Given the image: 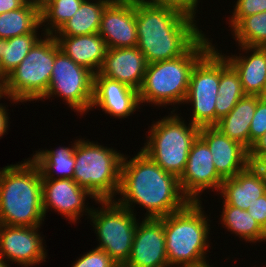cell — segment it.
Returning a JSON list of instances; mask_svg holds the SVG:
<instances>
[{"instance_id": "836d02e7", "label": "cell", "mask_w": 266, "mask_h": 267, "mask_svg": "<svg viewBox=\"0 0 266 267\" xmlns=\"http://www.w3.org/2000/svg\"><path fill=\"white\" fill-rule=\"evenodd\" d=\"M266 133V97L257 96L256 110L250 125V147Z\"/></svg>"}, {"instance_id": "7a4b0ae2", "label": "cell", "mask_w": 266, "mask_h": 267, "mask_svg": "<svg viewBox=\"0 0 266 267\" xmlns=\"http://www.w3.org/2000/svg\"><path fill=\"white\" fill-rule=\"evenodd\" d=\"M137 48L148 64L184 55L203 35L197 21L154 3L137 1Z\"/></svg>"}, {"instance_id": "6da1fadb", "label": "cell", "mask_w": 266, "mask_h": 267, "mask_svg": "<svg viewBox=\"0 0 266 267\" xmlns=\"http://www.w3.org/2000/svg\"><path fill=\"white\" fill-rule=\"evenodd\" d=\"M121 163L119 205L135 212V205L146 210L144 218H162L185 207L190 201L183 194L179 178L161 169L142 150ZM133 205V206H132Z\"/></svg>"}, {"instance_id": "8fae6325", "label": "cell", "mask_w": 266, "mask_h": 267, "mask_svg": "<svg viewBox=\"0 0 266 267\" xmlns=\"http://www.w3.org/2000/svg\"><path fill=\"white\" fill-rule=\"evenodd\" d=\"M93 87L94 73L59 50L55 55L48 90L40 100L60 97L71 110L83 116L91 111Z\"/></svg>"}, {"instance_id": "f6af8a7d", "label": "cell", "mask_w": 266, "mask_h": 267, "mask_svg": "<svg viewBox=\"0 0 266 267\" xmlns=\"http://www.w3.org/2000/svg\"><path fill=\"white\" fill-rule=\"evenodd\" d=\"M4 97L3 84L0 82V99Z\"/></svg>"}, {"instance_id": "7402d4cb", "label": "cell", "mask_w": 266, "mask_h": 267, "mask_svg": "<svg viewBox=\"0 0 266 267\" xmlns=\"http://www.w3.org/2000/svg\"><path fill=\"white\" fill-rule=\"evenodd\" d=\"M54 37L60 50L76 64L86 67L94 74L100 71L108 48L105 40L98 33Z\"/></svg>"}, {"instance_id": "603a6c76", "label": "cell", "mask_w": 266, "mask_h": 267, "mask_svg": "<svg viewBox=\"0 0 266 267\" xmlns=\"http://www.w3.org/2000/svg\"><path fill=\"white\" fill-rule=\"evenodd\" d=\"M257 104V95L243 96L236 106L215 127L231 140L250 149V125Z\"/></svg>"}, {"instance_id": "f1b7e54d", "label": "cell", "mask_w": 266, "mask_h": 267, "mask_svg": "<svg viewBox=\"0 0 266 267\" xmlns=\"http://www.w3.org/2000/svg\"><path fill=\"white\" fill-rule=\"evenodd\" d=\"M29 33L15 36L8 39L0 38V60L2 67V84L28 54L34 44L44 35V33Z\"/></svg>"}, {"instance_id": "9a60e30c", "label": "cell", "mask_w": 266, "mask_h": 267, "mask_svg": "<svg viewBox=\"0 0 266 267\" xmlns=\"http://www.w3.org/2000/svg\"><path fill=\"white\" fill-rule=\"evenodd\" d=\"M123 267H170L165 246L164 217L138 221L131 255Z\"/></svg>"}, {"instance_id": "4316f807", "label": "cell", "mask_w": 266, "mask_h": 267, "mask_svg": "<svg viewBox=\"0 0 266 267\" xmlns=\"http://www.w3.org/2000/svg\"><path fill=\"white\" fill-rule=\"evenodd\" d=\"M41 6L23 4L20 8L0 14V38L8 39L37 33L41 27Z\"/></svg>"}, {"instance_id": "484cf974", "label": "cell", "mask_w": 266, "mask_h": 267, "mask_svg": "<svg viewBox=\"0 0 266 267\" xmlns=\"http://www.w3.org/2000/svg\"><path fill=\"white\" fill-rule=\"evenodd\" d=\"M220 52V83L216 99V124L226 116L246 94L243 91L240 77Z\"/></svg>"}, {"instance_id": "ba28073f", "label": "cell", "mask_w": 266, "mask_h": 267, "mask_svg": "<svg viewBox=\"0 0 266 267\" xmlns=\"http://www.w3.org/2000/svg\"><path fill=\"white\" fill-rule=\"evenodd\" d=\"M60 50L54 35L44 34L3 84L4 98L18 102L40 101L51 79L56 53ZM6 96V97H5Z\"/></svg>"}, {"instance_id": "e0dca14e", "label": "cell", "mask_w": 266, "mask_h": 267, "mask_svg": "<svg viewBox=\"0 0 266 267\" xmlns=\"http://www.w3.org/2000/svg\"><path fill=\"white\" fill-rule=\"evenodd\" d=\"M98 34L108 49L137 47L135 3L110 2L102 13Z\"/></svg>"}, {"instance_id": "e575fe53", "label": "cell", "mask_w": 266, "mask_h": 267, "mask_svg": "<svg viewBox=\"0 0 266 267\" xmlns=\"http://www.w3.org/2000/svg\"><path fill=\"white\" fill-rule=\"evenodd\" d=\"M145 3H154L177 11L187 18L196 21L197 6L200 0H140ZM197 11V12H196Z\"/></svg>"}, {"instance_id": "ac0fdd59", "label": "cell", "mask_w": 266, "mask_h": 267, "mask_svg": "<svg viewBox=\"0 0 266 267\" xmlns=\"http://www.w3.org/2000/svg\"><path fill=\"white\" fill-rule=\"evenodd\" d=\"M199 136L209 146L215 169L223 179L234 177L250 164L248 150L215 126L201 127Z\"/></svg>"}, {"instance_id": "8d00e7d4", "label": "cell", "mask_w": 266, "mask_h": 267, "mask_svg": "<svg viewBox=\"0 0 266 267\" xmlns=\"http://www.w3.org/2000/svg\"><path fill=\"white\" fill-rule=\"evenodd\" d=\"M250 164L261 175L266 184V156H248Z\"/></svg>"}, {"instance_id": "cb8c5ba5", "label": "cell", "mask_w": 266, "mask_h": 267, "mask_svg": "<svg viewBox=\"0 0 266 267\" xmlns=\"http://www.w3.org/2000/svg\"><path fill=\"white\" fill-rule=\"evenodd\" d=\"M76 145L77 139L68 147L35 151L30 159L38 166L41 178L73 179Z\"/></svg>"}, {"instance_id": "3957f363", "label": "cell", "mask_w": 266, "mask_h": 267, "mask_svg": "<svg viewBox=\"0 0 266 267\" xmlns=\"http://www.w3.org/2000/svg\"><path fill=\"white\" fill-rule=\"evenodd\" d=\"M42 178L38 166L27 158L0 169V224L42 226ZM43 221V222H42Z\"/></svg>"}, {"instance_id": "7bdbcfd3", "label": "cell", "mask_w": 266, "mask_h": 267, "mask_svg": "<svg viewBox=\"0 0 266 267\" xmlns=\"http://www.w3.org/2000/svg\"><path fill=\"white\" fill-rule=\"evenodd\" d=\"M0 257V267H11L10 264Z\"/></svg>"}, {"instance_id": "f546056e", "label": "cell", "mask_w": 266, "mask_h": 267, "mask_svg": "<svg viewBox=\"0 0 266 267\" xmlns=\"http://www.w3.org/2000/svg\"><path fill=\"white\" fill-rule=\"evenodd\" d=\"M84 0H47L40 9L44 34L54 35L72 18ZM46 24V25H45Z\"/></svg>"}, {"instance_id": "60d3db41", "label": "cell", "mask_w": 266, "mask_h": 267, "mask_svg": "<svg viewBox=\"0 0 266 267\" xmlns=\"http://www.w3.org/2000/svg\"><path fill=\"white\" fill-rule=\"evenodd\" d=\"M25 5L42 6L37 0H20Z\"/></svg>"}, {"instance_id": "f35d334b", "label": "cell", "mask_w": 266, "mask_h": 267, "mask_svg": "<svg viewBox=\"0 0 266 267\" xmlns=\"http://www.w3.org/2000/svg\"><path fill=\"white\" fill-rule=\"evenodd\" d=\"M5 104L2 105V103H0V138H2L5 133H7L8 129H9V114H8V110L6 108V105L4 106Z\"/></svg>"}, {"instance_id": "ffe728a7", "label": "cell", "mask_w": 266, "mask_h": 267, "mask_svg": "<svg viewBox=\"0 0 266 267\" xmlns=\"http://www.w3.org/2000/svg\"><path fill=\"white\" fill-rule=\"evenodd\" d=\"M238 47L240 52L242 50L239 56L236 54L229 56L224 53L222 55L238 73L246 95L265 97L266 47L244 45Z\"/></svg>"}, {"instance_id": "b9f144b4", "label": "cell", "mask_w": 266, "mask_h": 267, "mask_svg": "<svg viewBox=\"0 0 266 267\" xmlns=\"http://www.w3.org/2000/svg\"><path fill=\"white\" fill-rule=\"evenodd\" d=\"M187 267H213V266L210 265V264L208 263V261H206V262H203V263H201V264L192 265V266H187Z\"/></svg>"}, {"instance_id": "44dd1931", "label": "cell", "mask_w": 266, "mask_h": 267, "mask_svg": "<svg viewBox=\"0 0 266 267\" xmlns=\"http://www.w3.org/2000/svg\"><path fill=\"white\" fill-rule=\"evenodd\" d=\"M218 193L223 199L221 205L248 210L250 205L266 193V184L261 175L249 164L234 177L224 179Z\"/></svg>"}, {"instance_id": "ee69618b", "label": "cell", "mask_w": 266, "mask_h": 267, "mask_svg": "<svg viewBox=\"0 0 266 267\" xmlns=\"http://www.w3.org/2000/svg\"><path fill=\"white\" fill-rule=\"evenodd\" d=\"M111 2H133V3H136L137 1H140V0H110Z\"/></svg>"}, {"instance_id": "52a82bcc", "label": "cell", "mask_w": 266, "mask_h": 267, "mask_svg": "<svg viewBox=\"0 0 266 267\" xmlns=\"http://www.w3.org/2000/svg\"><path fill=\"white\" fill-rule=\"evenodd\" d=\"M157 122L153 121L140 148L161 169L180 178L183 174L193 141L199 127L185 122L177 112H172Z\"/></svg>"}, {"instance_id": "9c48e42d", "label": "cell", "mask_w": 266, "mask_h": 267, "mask_svg": "<svg viewBox=\"0 0 266 267\" xmlns=\"http://www.w3.org/2000/svg\"><path fill=\"white\" fill-rule=\"evenodd\" d=\"M89 216L90 225L99 241L96 248L103 249L120 267L128 261L136 230V214L115 200L99 201ZM102 207V208H101ZM100 208V209H99ZM99 209V210H98Z\"/></svg>"}, {"instance_id": "bcb514c9", "label": "cell", "mask_w": 266, "mask_h": 267, "mask_svg": "<svg viewBox=\"0 0 266 267\" xmlns=\"http://www.w3.org/2000/svg\"><path fill=\"white\" fill-rule=\"evenodd\" d=\"M0 82L2 83V67H1V60H0Z\"/></svg>"}, {"instance_id": "5bb4252c", "label": "cell", "mask_w": 266, "mask_h": 267, "mask_svg": "<svg viewBox=\"0 0 266 267\" xmlns=\"http://www.w3.org/2000/svg\"><path fill=\"white\" fill-rule=\"evenodd\" d=\"M39 227L0 224V257L21 267L46 262L47 251Z\"/></svg>"}, {"instance_id": "74e56055", "label": "cell", "mask_w": 266, "mask_h": 267, "mask_svg": "<svg viewBox=\"0 0 266 267\" xmlns=\"http://www.w3.org/2000/svg\"><path fill=\"white\" fill-rule=\"evenodd\" d=\"M248 156H266V133L252 144Z\"/></svg>"}, {"instance_id": "83f0119b", "label": "cell", "mask_w": 266, "mask_h": 267, "mask_svg": "<svg viewBox=\"0 0 266 267\" xmlns=\"http://www.w3.org/2000/svg\"><path fill=\"white\" fill-rule=\"evenodd\" d=\"M222 207L221 220L219 221L223 228H227V231L236 234L245 242L248 241L247 243L266 242V232L247 210L230 205H223Z\"/></svg>"}, {"instance_id": "5b68a950", "label": "cell", "mask_w": 266, "mask_h": 267, "mask_svg": "<svg viewBox=\"0 0 266 267\" xmlns=\"http://www.w3.org/2000/svg\"><path fill=\"white\" fill-rule=\"evenodd\" d=\"M203 207L201 201H190L182 209L164 217L165 246L170 267H187L207 261L206 254L211 248L208 239L211 221Z\"/></svg>"}, {"instance_id": "4dcf8cb0", "label": "cell", "mask_w": 266, "mask_h": 267, "mask_svg": "<svg viewBox=\"0 0 266 267\" xmlns=\"http://www.w3.org/2000/svg\"><path fill=\"white\" fill-rule=\"evenodd\" d=\"M230 31L238 46L266 47V11L244 17Z\"/></svg>"}, {"instance_id": "30bf717a", "label": "cell", "mask_w": 266, "mask_h": 267, "mask_svg": "<svg viewBox=\"0 0 266 267\" xmlns=\"http://www.w3.org/2000/svg\"><path fill=\"white\" fill-rule=\"evenodd\" d=\"M214 45L193 67L184 104L192 105L189 121L201 128L216 125L220 83V52Z\"/></svg>"}, {"instance_id": "8992f818", "label": "cell", "mask_w": 266, "mask_h": 267, "mask_svg": "<svg viewBox=\"0 0 266 267\" xmlns=\"http://www.w3.org/2000/svg\"><path fill=\"white\" fill-rule=\"evenodd\" d=\"M78 138L73 180L99 201L114 200L120 189L123 153L98 142Z\"/></svg>"}, {"instance_id": "7dc6e473", "label": "cell", "mask_w": 266, "mask_h": 267, "mask_svg": "<svg viewBox=\"0 0 266 267\" xmlns=\"http://www.w3.org/2000/svg\"><path fill=\"white\" fill-rule=\"evenodd\" d=\"M41 5H43L47 0H37Z\"/></svg>"}, {"instance_id": "d6986e66", "label": "cell", "mask_w": 266, "mask_h": 267, "mask_svg": "<svg viewBox=\"0 0 266 267\" xmlns=\"http://www.w3.org/2000/svg\"><path fill=\"white\" fill-rule=\"evenodd\" d=\"M147 65L144 54L137 47L111 48L107 49L99 73L139 91Z\"/></svg>"}, {"instance_id": "ab89813d", "label": "cell", "mask_w": 266, "mask_h": 267, "mask_svg": "<svg viewBox=\"0 0 266 267\" xmlns=\"http://www.w3.org/2000/svg\"><path fill=\"white\" fill-rule=\"evenodd\" d=\"M23 3L20 0H0V14L20 8Z\"/></svg>"}, {"instance_id": "7c38bea8", "label": "cell", "mask_w": 266, "mask_h": 267, "mask_svg": "<svg viewBox=\"0 0 266 267\" xmlns=\"http://www.w3.org/2000/svg\"><path fill=\"white\" fill-rule=\"evenodd\" d=\"M87 197L94 199L96 204L99 202L90 191L81 188L73 179L42 178V204L45 217L51 208L50 211L53 209L61 217L63 215L71 223L74 222L73 224L83 215L88 216V219L94 207L88 206Z\"/></svg>"}, {"instance_id": "d590c367", "label": "cell", "mask_w": 266, "mask_h": 267, "mask_svg": "<svg viewBox=\"0 0 266 267\" xmlns=\"http://www.w3.org/2000/svg\"><path fill=\"white\" fill-rule=\"evenodd\" d=\"M247 211L266 232V193L250 205Z\"/></svg>"}, {"instance_id": "d6a6232c", "label": "cell", "mask_w": 266, "mask_h": 267, "mask_svg": "<svg viewBox=\"0 0 266 267\" xmlns=\"http://www.w3.org/2000/svg\"><path fill=\"white\" fill-rule=\"evenodd\" d=\"M71 267H120L103 249L93 248L72 263Z\"/></svg>"}, {"instance_id": "c3c4849f", "label": "cell", "mask_w": 266, "mask_h": 267, "mask_svg": "<svg viewBox=\"0 0 266 267\" xmlns=\"http://www.w3.org/2000/svg\"><path fill=\"white\" fill-rule=\"evenodd\" d=\"M265 97H266V80H265Z\"/></svg>"}, {"instance_id": "277c9868", "label": "cell", "mask_w": 266, "mask_h": 267, "mask_svg": "<svg viewBox=\"0 0 266 267\" xmlns=\"http://www.w3.org/2000/svg\"><path fill=\"white\" fill-rule=\"evenodd\" d=\"M204 34L184 55L147 65L139 93V102L163 107L184 103L190 75L195 64L214 46ZM175 107V108H174Z\"/></svg>"}, {"instance_id": "1f68e13d", "label": "cell", "mask_w": 266, "mask_h": 267, "mask_svg": "<svg viewBox=\"0 0 266 267\" xmlns=\"http://www.w3.org/2000/svg\"><path fill=\"white\" fill-rule=\"evenodd\" d=\"M228 18L232 30L244 17L266 11V0H237Z\"/></svg>"}, {"instance_id": "4fadbf2b", "label": "cell", "mask_w": 266, "mask_h": 267, "mask_svg": "<svg viewBox=\"0 0 266 267\" xmlns=\"http://www.w3.org/2000/svg\"><path fill=\"white\" fill-rule=\"evenodd\" d=\"M223 181L215 169L209 146L198 135L191 145L185 170L179 178L183 194L189 201L200 202L205 190L219 192Z\"/></svg>"}, {"instance_id": "d4e9b609", "label": "cell", "mask_w": 266, "mask_h": 267, "mask_svg": "<svg viewBox=\"0 0 266 267\" xmlns=\"http://www.w3.org/2000/svg\"><path fill=\"white\" fill-rule=\"evenodd\" d=\"M84 0L76 13L54 36H78L99 32L101 17L110 0Z\"/></svg>"}, {"instance_id": "2e32d148", "label": "cell", "mask_w": 266, "mask_h": 267, "mask_svg": "<svg viewBox=\"0 0 266 267\" xmlns=\"http://www.w3.org/2000/svg\"><path fill=\"white\" fill-rule=\"evenodd\" d=\"M140 105L137 90L102 76L99 72L94 74L91 110L99 107L98 110L102 109L111 117L124 119L141 109Z\"/></svg>"}]
</instances>
